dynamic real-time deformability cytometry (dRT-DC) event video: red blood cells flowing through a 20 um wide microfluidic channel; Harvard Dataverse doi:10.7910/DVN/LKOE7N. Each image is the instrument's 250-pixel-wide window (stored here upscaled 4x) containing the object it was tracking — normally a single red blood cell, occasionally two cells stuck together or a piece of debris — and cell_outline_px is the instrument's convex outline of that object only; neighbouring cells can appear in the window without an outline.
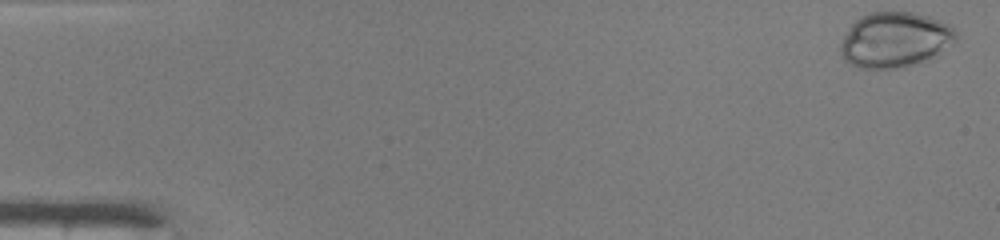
{"species": "common noctule bat (a hibernating species)", "species_latin": "Nyctalus noctula", "temperature_condition": "warm", "stored_images_in_passage": 48, "camera_frame_rate_fps": 3000, "um_per_image_px": 0.085, "animal": {"sex": "male", "body_mass_g": 19.0, "forearm_length_mm": 50.8}, "frame": {"image": 1, "passage_image": 1, "time_ms": 0.0, "image_size_px": [1000, 240], "cell_outline_px": [[956, 40], [940, 56], [904, 68], [860, 68], [844, 60], [840, 52], [840, 44], [848, 28], [860, 16], [872, 12], [912, 12], [928, 16], [948, 24], [956, 32]], "centroid_in_image_um": [76.09, 3.4], "position_along_channel_um": 8.9, "area_um2": 37.51}}
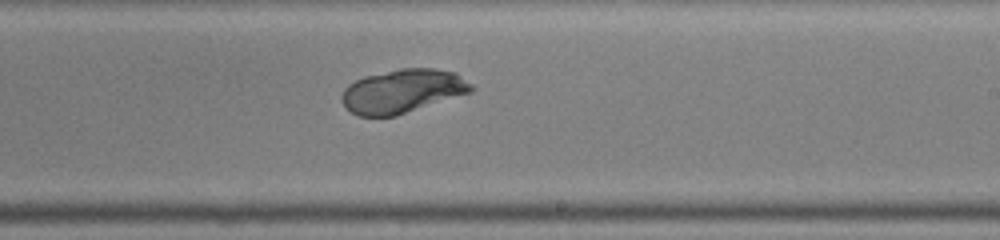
{"frame": {"image": 2, "passage_image": 29, "time_ms": 9.333, "image_size_px": [1000, 240], "cell_outline_px": [[476, 88], [472, 92], [396, 116], [360, 116], [352, 112], [340, 100], [340, 96], [344, 88], [348, 84], [364, 76], [400, 68], [436, 68], [456, 72], [472, 84]], "centroid_in_image_um": [34.24, 7.73], "position_along_channel_um": 254.8, "area_um2": 33.23}}
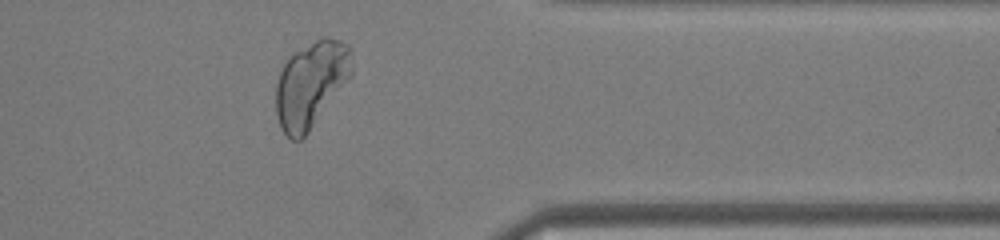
{"frame": {"image": 3, "passage_image": 39, "time_ms": 12.667, "image_size_px": [1000, 240], "cell_outline_px": [[352, 76], [308, 132], [300, 140], [292, 140], [280, 128], [276, 112], [276, 84], [280, 72], [288, 56], [292, 52], [324, 36], [328, 36], [340, 40], [348, 44], [352, 48]], "centroid_in_image_um": [26.45, 7.12], "position_along_channel_um": 384.9, "area_um2": 38.32}}